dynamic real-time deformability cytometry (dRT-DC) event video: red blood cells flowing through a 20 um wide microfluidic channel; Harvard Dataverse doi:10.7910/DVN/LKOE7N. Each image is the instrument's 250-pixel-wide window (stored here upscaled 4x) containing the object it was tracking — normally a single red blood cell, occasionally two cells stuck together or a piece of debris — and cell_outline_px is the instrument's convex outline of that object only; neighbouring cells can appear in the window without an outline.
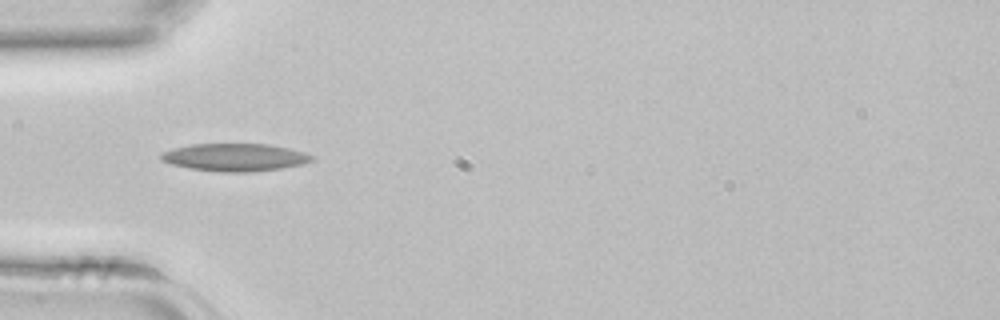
{"species": "common noctule bat (a hibernating species)", "species_latin": "Nyctalus noctula", "temperature_condition": "room temperature", "stored_images_in_passage": 41, "camera_frame_rate_fps": 3000, "um_per_image_px": 0.085, "animal": {"sex": "female", "body_mass_g": 22.7, "forearm_length_mm": 54.2}, "frame": {"image": 1, "passage_image": 12, "time_ms": 3.667, "image_size_px": [1000, 320], "cell_outline_px": [[316, 160], [304, 164], [284, 168], [252, 172], [220, 172], [188, 168], [172, 164], [160, 160], [160, 152], [172, 148], [192, 144], [268, 144], [288, 148], [304, 152], [316, 156]], "centroid_in_image_um": [20.0, 13.38], "position_along_channel_um": 65.0, "area_um2": 24.68}}